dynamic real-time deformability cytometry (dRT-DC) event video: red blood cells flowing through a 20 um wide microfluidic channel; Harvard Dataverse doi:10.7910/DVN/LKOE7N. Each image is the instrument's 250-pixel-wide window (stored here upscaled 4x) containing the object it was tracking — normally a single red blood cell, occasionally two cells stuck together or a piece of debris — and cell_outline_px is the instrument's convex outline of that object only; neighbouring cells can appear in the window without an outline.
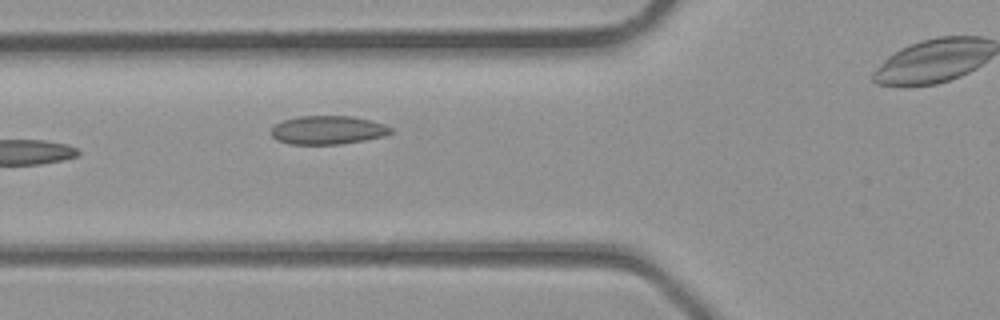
{"species": "common noctule bat (a hibernating species)", "species_latin": "Nyctalus noctula", "temperature_condition": "room temperature", "stored_images_in_passage": 6, "segment_of_instrument_passage": [1, 2], "camera_frame_rate_fps": 3000, "um_per_image_px": 0.085, "animal": {"sex": "male", "body_mass_g": 23.1, "forearm_length_mm": 52.7}, "frame": {"image": 1, "passage_image": 3, "time_ms": 0.667, "image_size_px": [1000, 320], "cell_outline_px": [[392, 132], [384, 136], [364, 140], [340, 144], [288, 144], [276, 140], [272, 136], [272, 128], [276, 124], [284, 120], [300, 116], [352, 116], [384, 124], [392, 128]], "centroid_in_image_um": [27.85, 11.06], "position_along_channel_um": 97.9, "area_um2": 19.77}}